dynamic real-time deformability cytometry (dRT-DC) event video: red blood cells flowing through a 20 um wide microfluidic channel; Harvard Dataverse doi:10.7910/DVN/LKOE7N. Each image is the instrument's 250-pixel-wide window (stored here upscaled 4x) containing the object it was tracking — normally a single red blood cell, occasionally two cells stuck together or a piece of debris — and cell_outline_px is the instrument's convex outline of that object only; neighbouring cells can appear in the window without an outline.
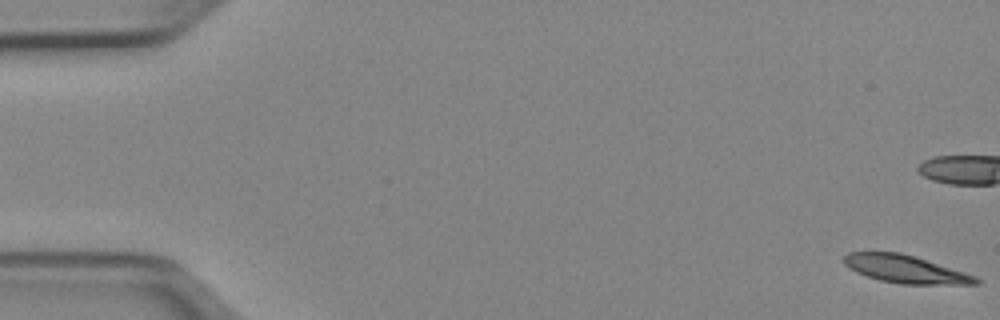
{"species": "Egyptian fruit bat (a non-hibernating species)", "species_latin": "Rousettus aegyptiacus", "temperature_condition": "cold", "stored_images_in_passage": 53, "camera_frame_rate_fps": 3000, "um_per_image_px": 0.085, "animal": {"sex": "female"}, "frame": {"image": 1, "passage_image": 1, "time_ms": 0.0, "image_size_px": [1000, 320], "cell_outline_px": [[980, 284], [900, 284], [880, 280], [856, 272], [848, 268], [844, 264], [844, 256], [848, 252], [900, 252], [964, 272], [976, 276], [980, 280]], "centroid_in_image_um": [76.94, 22.88], "position_along_channel_um": 8.1, "area_um2": 21.1}}
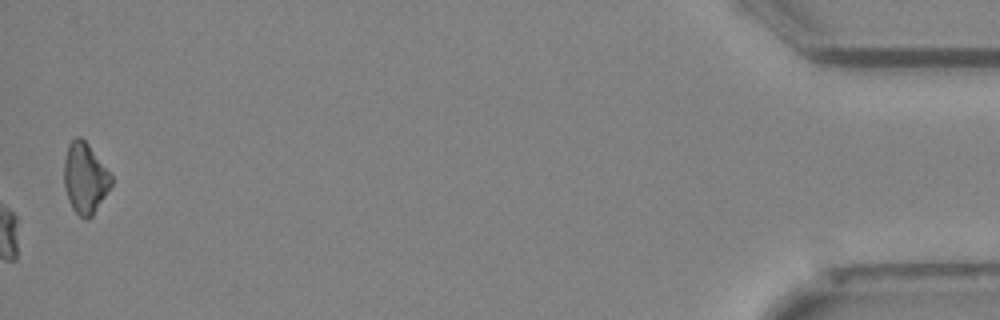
{"frame": {"image": 2, "passage_image": 53, "time_ms": 17.333, "image_size_px": [1000, 320], "cell_outline_px": [[112, 184], [92, 216], [88, 220], [84, 220], [72, 208], [68, 200], [64, 184], [64, 160], [68, 144], [76, 136], [80, 136], [88, 144], [112, 176]], "centroid_in_image_um": [7.21, 15.15], "position_along_channel_um": 428.0, "area_um2": 19.31}}